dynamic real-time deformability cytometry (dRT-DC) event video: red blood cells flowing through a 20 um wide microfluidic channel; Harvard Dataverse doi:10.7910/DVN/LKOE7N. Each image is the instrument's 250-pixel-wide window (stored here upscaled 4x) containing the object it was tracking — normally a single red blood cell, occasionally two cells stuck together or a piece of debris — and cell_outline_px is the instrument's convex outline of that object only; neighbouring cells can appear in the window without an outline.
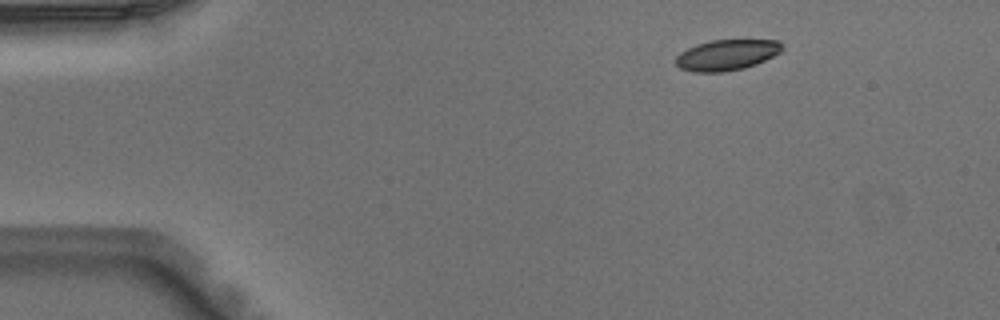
{"species": "Egyptian fruit bat (a non-hibernating species)", "species_latin": "Rousettus aegyptiacus", "temperature_condition": "warm", "stored_images_in_passage": 2, "camera_frame_rate_fps": 3000, "um_per_image_px": 0.085, "animal": {"sex": "male"}, "frame": {"image": 1, "passage_image": 1, "time_ms": 0.0, "image_size_px": [1000, 320], "cell_outline_px": [[784, 48], [780, 52], [756, 64], [744, 68], [724, 72], [692, 72], [680, 68], [676, 64], [676, 56], [680, 52], [696, 44], [712, 40], [780, 40], [784, 44]], "centroid_in_image_um": [61.78, 4.67], "position_along_channel_um": 23.2, "area_um2": 19.13}}